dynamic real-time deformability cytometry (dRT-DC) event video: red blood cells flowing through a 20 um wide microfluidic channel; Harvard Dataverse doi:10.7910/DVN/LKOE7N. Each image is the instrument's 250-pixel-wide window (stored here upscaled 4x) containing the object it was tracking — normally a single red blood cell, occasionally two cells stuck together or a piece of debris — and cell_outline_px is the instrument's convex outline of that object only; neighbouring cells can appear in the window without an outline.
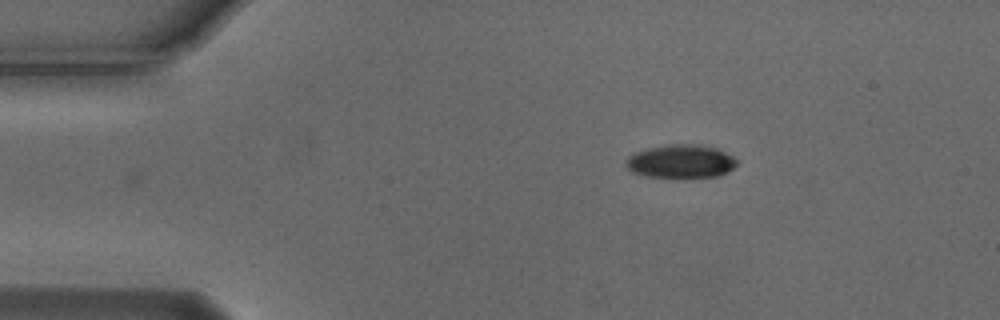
{"species": "Egyptian fruit bat (a non-hibernating species)", "species_latin": "Rousettus aegyptiacus", "temperature_condition": "cold", "stored_images_in_passage": 37, "camera_frame_rate_fps": 3000, "um_per_image_px": 0.085, "animal": {"sex": "male"}, "frame": {"image": 1, "passage_image": 1, "time_ms": 0.0, "image_size_px": [1000, 320], "cell_outline_px": [[740, 164], [728, 172], [716, 176], [648, 176], [632, 172], [624, 164], [624, 160], [632, 152], [648, 148], [672, 144], [696, 144], [716, 148], [732, 156]], "centroid_in_image_um": [57.85, 13.69], "position_along_channel_um": 27.1, "area_um2": 21.39}}
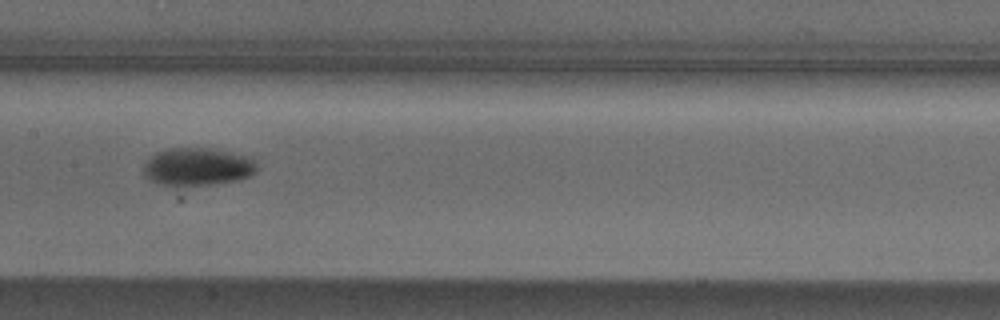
{"frame": {"image": 2, "passage_image": 19, "time_ms": 6.0, "image_size_px": [1000, 320], "cell_outline_px": [[256, 172], [240, 180], [212, 184], [176, 188], [172, 188], [148, 180], [144, 176], [144, 164], [148, 156], [156, 152], [168, 148], [208, 148], [248, 156], [256, 164]], "centroid_in_image_um": [16.7, 14.21], "position_along_channel_um": 190.7, "area_um2": 25.55}}
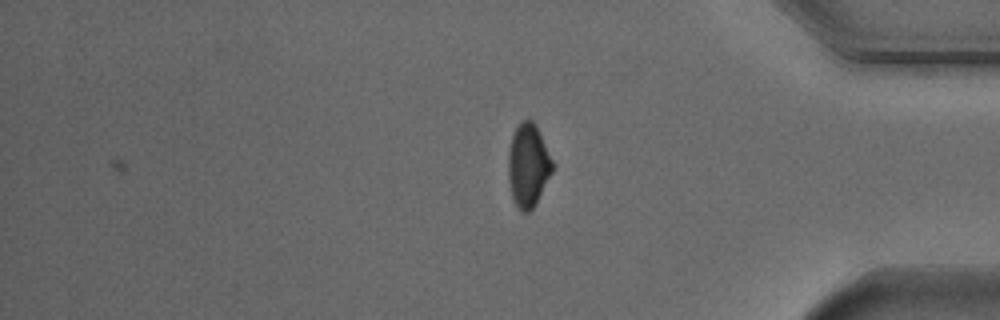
{"frame": {"image": 3, "passage_image": 37, "time_ms": 12.0, "image_size_px": [1000, 320], "cell_outline_px": [[556, 164], [536, 204], [528, 212], [524, 212], [516, 204], [512, 196], [508, 176], [508, 152], [512, 136], [516, 128], [524, 120], [532, 120], [536, 124]], "centroid_in_image_um": [44.93, 14.03], "position_along_channel_um": 390.3, "area_um2": 21.5}, "authors_computed_cell_mechanics": {"area_um2": 23.7558, "velocity_mm_per_s": 3.7344, "shape_relaxation_time_tau1_ms": 2.7974, "shape_relaxation_time_tau2_ms": null, "deformation_change_tau1": 0.1218, "deformation_change_tau2": null}}